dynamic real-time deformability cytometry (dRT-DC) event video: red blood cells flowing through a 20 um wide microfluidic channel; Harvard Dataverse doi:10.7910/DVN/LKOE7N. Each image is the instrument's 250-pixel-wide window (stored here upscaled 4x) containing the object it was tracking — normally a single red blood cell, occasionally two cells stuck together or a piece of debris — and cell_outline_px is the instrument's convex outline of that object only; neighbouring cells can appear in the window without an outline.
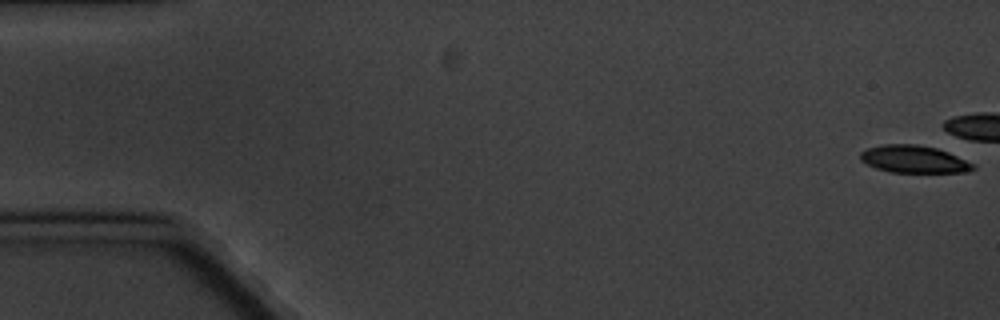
{"species": "common noctule bat (a hibernating species)", "species_latin": "Nyctalus noctula", "temperature_condition": "cold", "stored_images_in_passage": 6, "camera_frame_rate_fps": 3000, "um_per_image_px": 0.085, "animal": {"sex": "male", "body_mass_g": 20.1, "forearm_length_mm": 53.5}, "frame": {"image": 1, "passage_image": 1, "time_ms": 0.0, "image_size_px": [1000, 320], "cell_outline_px": [[976, 168], [968, 172], [888, 172], [876, 168], [860, 160], [860, 152], [868, 148], [884, 144], [916, 144], [936, 148], [948, 152], [976, 164]], "centroid_in_image_um": [77.7, 13.53], "position_along_channel_um": 7.3, "area_um2": 18.03}}
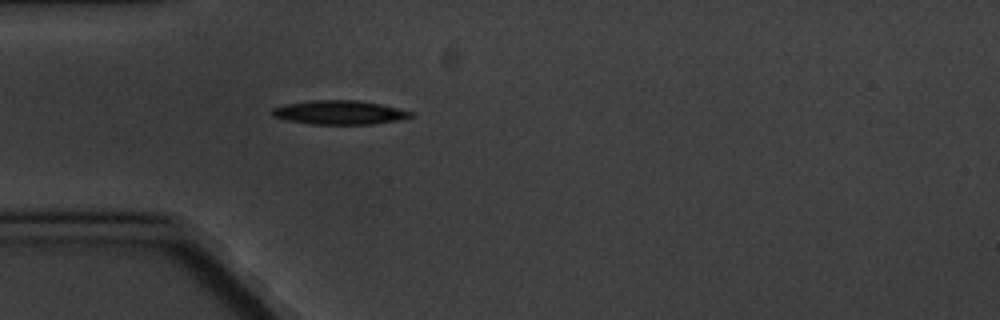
{"frame": {"image": 2, "passage_image": 6, "time_ms": 6.667, "image_size_px": [1000, 320], "cell_outline_px": [[416, 116], [396, 120], [372, 124], [312, 124], [288, 120], [272, 116], [268, 112], [272, 108], [284, 104], [312, 100], [360, 100], [380, 104], [412, 112]], "centroid_in_image_um": [28.8, 9.55], "position_along_channel_um": 56.2, "area_um2": 19.36}}